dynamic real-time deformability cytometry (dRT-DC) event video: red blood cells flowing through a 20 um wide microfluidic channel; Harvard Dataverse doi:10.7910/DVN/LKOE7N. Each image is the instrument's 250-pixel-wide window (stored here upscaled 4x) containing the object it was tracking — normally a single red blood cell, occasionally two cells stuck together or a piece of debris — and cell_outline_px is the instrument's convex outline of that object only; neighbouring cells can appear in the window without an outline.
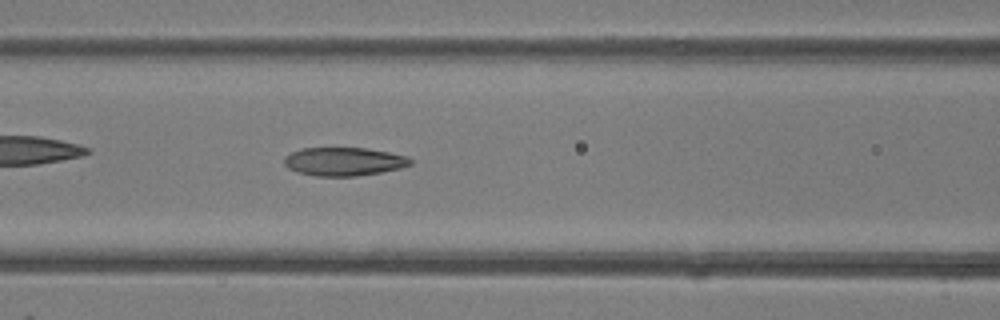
{"species": "common noctule bat (a hibernating species)", "species_latin": "Nyctalus noctula", "temperature_condition": "room temperature", "stored_images_in_passage": 29, "camera_frame_rate_fps": 3000, "um_per_image_px": 0.085, "animal": {"sex": "female"}, "frame": {"image": 1, "passage_image": 6, "time_ms": 1.667, "image_size_px": [1000, 320], "cell_outline_px": [[412, 164], [400, 168], [380, 172], [356, 176], [316, 176], [296, 172], [288, 168], [284, 164], [284, 156], [292, 152], [304, 148], [368, 148], [408, 156], [412, 160]], "centroid_in_image_um": [29.22, 13.73], "position_along_channel_um": 137.4, "area_um2": 20.92}}
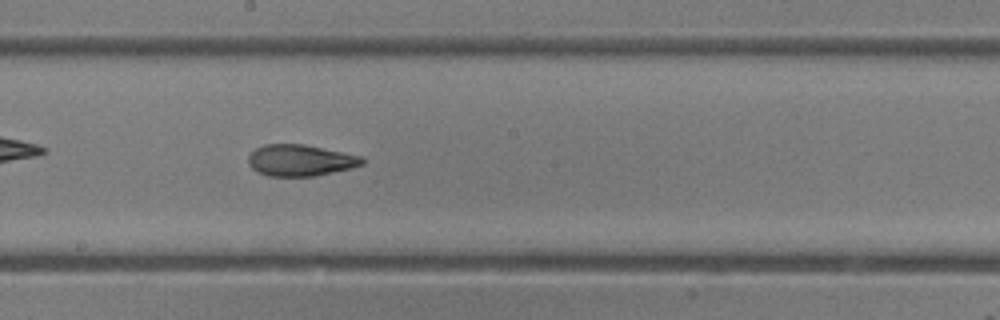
{"frame": {"image": 2, "passage_image": 11, "time_ms": 3.333, "image_size_px": [1000, 320], "cell_outline_px": [[364, 164], [352, 168], [312, 176], [268, 176], [256, 172], [248, 164], [248, 156], [256, 148], [264, 144], [304, 144], [364, 156]], "centroid_in_image_um": [25.53, 13.62], "position_along_channel_um": 222.7, "area_um2": 20.98}}
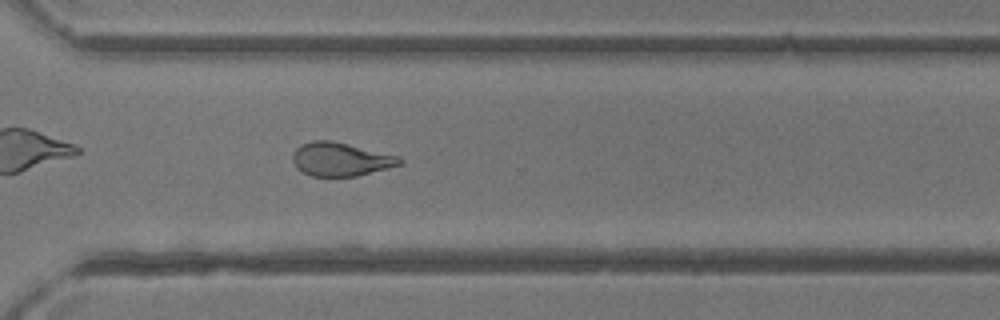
{"frame": {"image": 3, "passage_image": 18, "time_ms": 5.667, "image_size_px": [1000, 320], "cell_outline_px": [[404, 164], [356, 176], [312, 176], [300, 172], [296, 168], [292, 160], [292, 152], [300, 144], [312, 140], [332, 140], [400, 156], [404, 160]], "centroid_in_image_um": [28.94, 13.53], "position_along_channel_um": 341.7, "area_um2": 21.27}}